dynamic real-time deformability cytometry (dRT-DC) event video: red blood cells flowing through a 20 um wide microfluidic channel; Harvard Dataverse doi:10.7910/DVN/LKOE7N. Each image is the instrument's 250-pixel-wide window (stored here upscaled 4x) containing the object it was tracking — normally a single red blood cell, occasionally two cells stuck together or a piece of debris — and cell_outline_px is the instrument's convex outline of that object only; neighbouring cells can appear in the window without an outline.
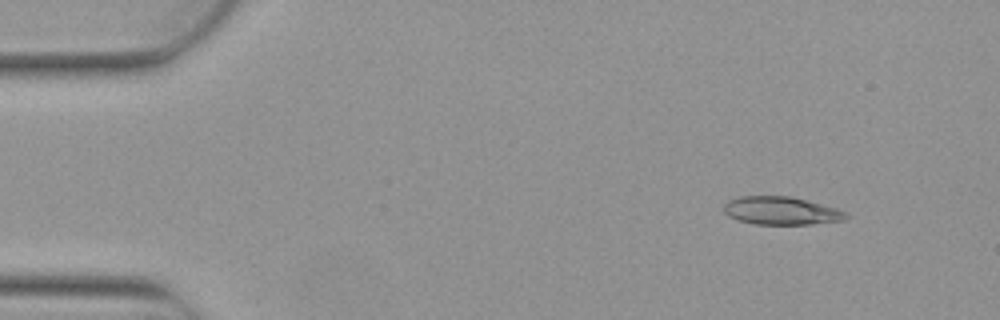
{"species": "Egyptian fruit bat (a non-hibernating species)", "species_latin": "Rousettus aegyptiacus", "temperature_condition": "warm", "stored_images_in_passage": 6, "camera_frame_rate_fps": 3000, "um_per_image_px": 0.085, "animal": {"sex": "female"}, "frame": {"image": 1, "passage_image": 1, "time_ms": 0.0, "image_size_px": [1000, 320], "cell_outline_px": [[848, 216], [844, 220], [812, 224], [752, 224], [736, 220], [728, 216], [724, 212], [724, 204], [728, 200], [740, 196], [792, 196], [836, 208], [848, 212]], "centroid_in_image_um": [66.38, 17.91], "position_along_channel_um": 18.6, "area_um2": 20.11}}
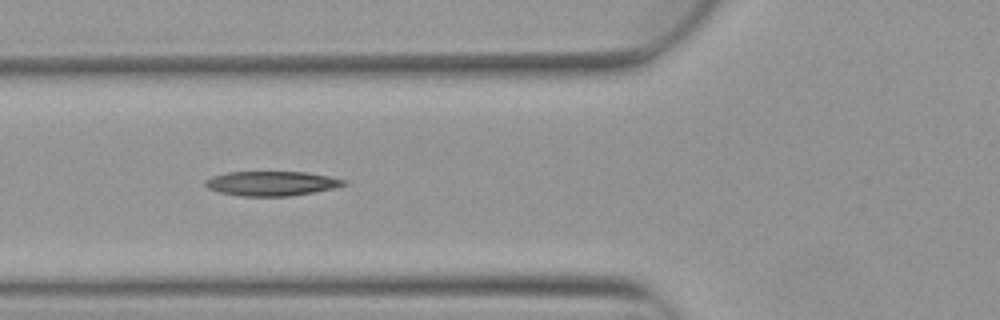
{"frame": {"image": 2, "passage_image": 5, "time_ms": 1.333, "image_size_px": [1000, 320], "cell_outline_px": [[348, 184], [332, 188], [312, 192], [288, 196], [240, 196], [220, 192], [208, 188], [204, 184], [204, 180], [212, 176], [228, 172], [304, 172], [328, 176], [344, 180]], "centroid_in_image_um": [23.03, 15.59], "position_along_channel_um": 102.8, "area_um2": 19.59}}
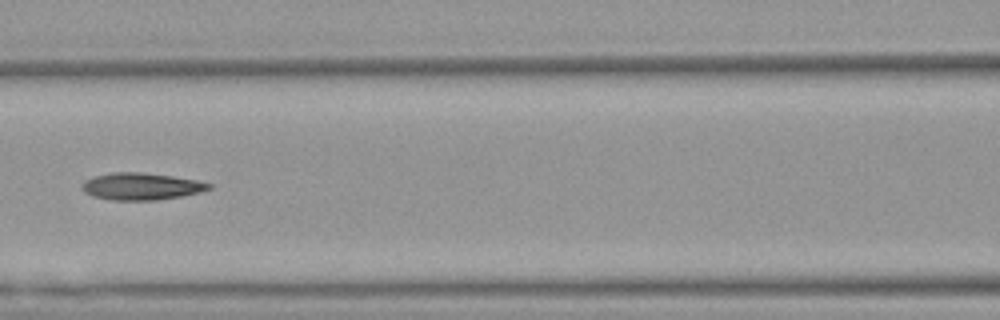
{"frame": {"image": 3, "passage_image": 6, "time_ms": 1.667, "image_size_px": [1000, 320], "cell_outline_px": [[212, 188], [200, 192], [180, 196], [156, 200], [112, 200], [92, 196], [84, 192], [80, 188], [80, 184], [84, 180], [92, 176], [112, 172], [144, 172], [172, 176], [196, 180], [212, 184]], "centroid_in_image_um": [11.94, 15.83], "position_along_channel_um": 154.7, "area_um2": 20.17}}